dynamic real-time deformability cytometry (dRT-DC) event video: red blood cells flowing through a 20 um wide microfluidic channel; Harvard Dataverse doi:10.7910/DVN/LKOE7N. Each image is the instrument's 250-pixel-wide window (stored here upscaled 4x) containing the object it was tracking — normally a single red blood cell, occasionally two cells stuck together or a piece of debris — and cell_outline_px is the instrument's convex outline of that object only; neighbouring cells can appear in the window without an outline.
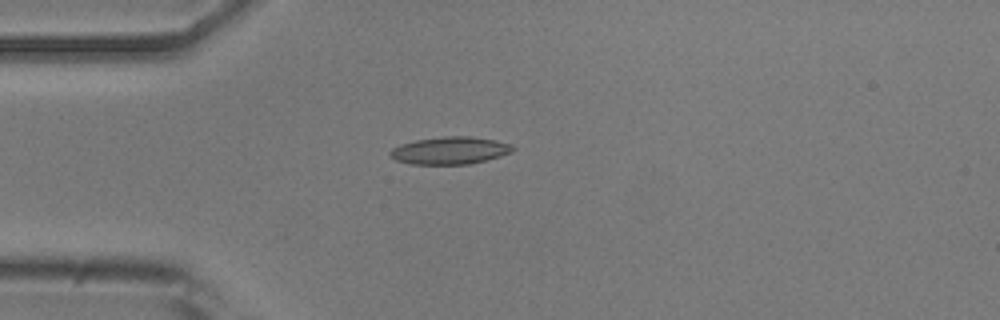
{"species": "common noctule bat (a hibernating species)", "species_latin": "Nyctalus noctula", "temperature_condition": "room temperature", "stored_images_in_passage": 5, "camera_frame_rate_fps": 3000, "um_per_image_px": 0.085, "animal": {"sex": "male", "body_mass_g": 20.5, "forearm_length_mm": 52.5}, "frame": {"image": 1, "passage_image": 4, "time_ms": 1.0, "image_size_px": [1000, 320], "cell_outline_px": [[516, 148], [512, 152], [500, 156], [468, 164], [412, 164], [396, 160], [388, 156], [388, 152], [392, 148], [400, 144], [416, 140], [444, 136], [472, 136], [496, 140], [512, 144]], "centroid_in_image_um": [38.24, 12.78], "position_along_channel_um": 46.8, "area_um2": 19.71}}